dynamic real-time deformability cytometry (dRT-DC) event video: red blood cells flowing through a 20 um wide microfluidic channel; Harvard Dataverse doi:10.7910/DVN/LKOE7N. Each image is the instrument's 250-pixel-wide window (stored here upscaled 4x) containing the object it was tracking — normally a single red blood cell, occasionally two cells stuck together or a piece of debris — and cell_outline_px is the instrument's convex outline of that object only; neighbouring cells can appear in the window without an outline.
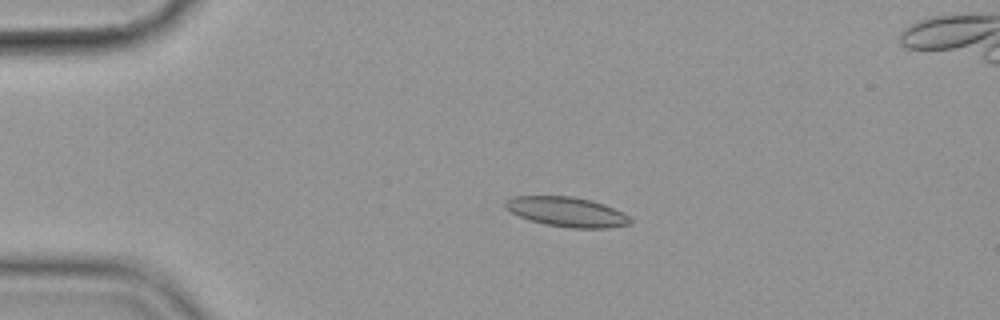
{"species": "common noctule bat (a hibernating species)", "species_latin": "Nyctalus noctula", "temperature_condition": "cold", "stored_images_in_passage": 57, "camera_frame_rate_fps": 3000, "um_per_image_px": 0.085, "animal": {"sex": "female", "body_mass_g": 19.9}, "frame": {"image": 1, "passage_image": 12, "time_ms": 3.667, "image_size_px": [1000, 320], "cell_outline_px": [[632, 220], [628, 224], [608, 228], [572, 228], [544, 224], [520, 216], [504, 208], [504, 200], [512, 196], [572, 196], [604, 204], [628, 216]], "centroid_in_image_um": [48.12, 18.0], "position_along_channel_um": 36.9, "area_um2": 21.39}}
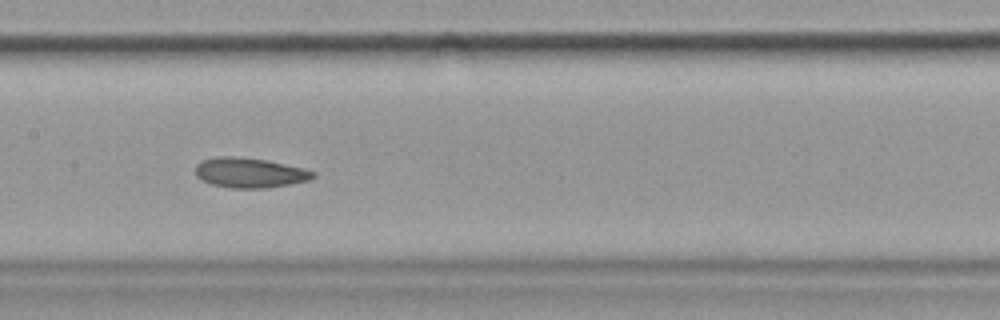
{"frame": {"image": 2, "passage_image": 28, "time_ms": 9.0, "image_size_px": [1000, 320], "cell_outline_px": [[316, 176], [308, 180], [288, 184], [264, 188], [232, 188], [212, 184], [196, 176], [196, 164], [204, 160], [216, 156], [236, 156], [264, 160], [300, 168], [316, 172]], "centroid_in_image_um": [21.19, 14.68], "position_along_channel_um": 186.2, "area_um2": 20.11}}
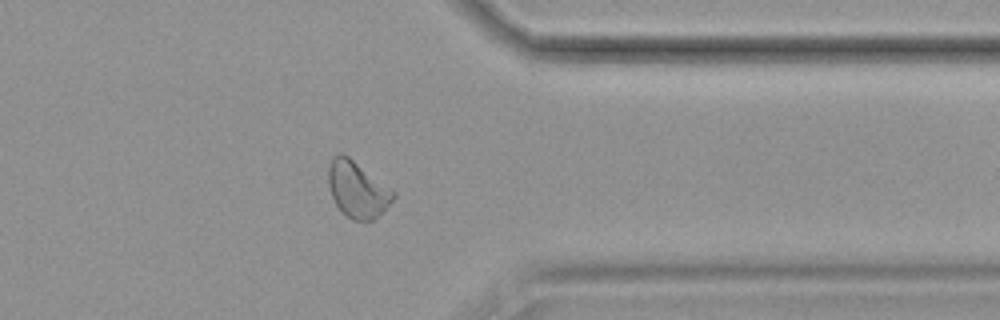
{"frame": {"image": 3, "passage_image": 45, "time_ms": 14.667, "image_size_px": [1000, 320], "cell_outline_px": [[396, 196], [372, 220], [352, 220], [336, 204], [332, 196], [328, 184], [328, 168], [332, 156], [340, 152], [348, 156], [396, 192]], "centroid_in_image_um": [30.35, 16.06], "position_along_channel_um": 381.0, "area_um2": 20.81}}